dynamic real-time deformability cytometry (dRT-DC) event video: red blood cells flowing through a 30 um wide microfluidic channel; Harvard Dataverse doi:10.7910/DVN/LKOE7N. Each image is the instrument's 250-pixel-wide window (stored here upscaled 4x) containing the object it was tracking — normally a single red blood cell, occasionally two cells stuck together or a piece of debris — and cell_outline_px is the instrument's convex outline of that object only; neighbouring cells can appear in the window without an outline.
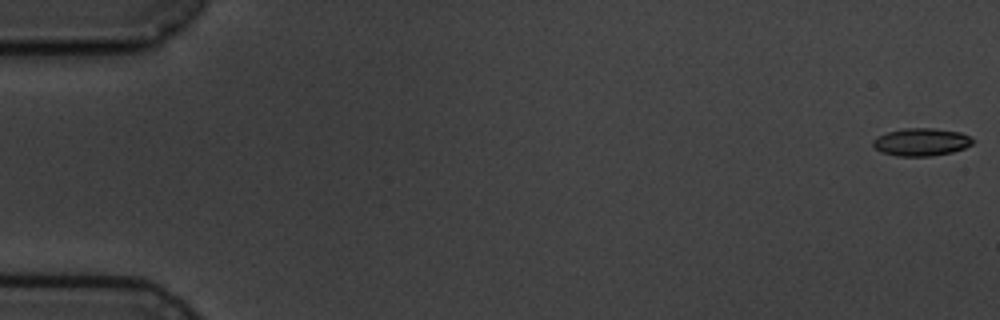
{"species": "common noctule bat (a hibernating species)", "species_latin": "Nyctalus noctula", "temperature_condition": "cold", "stored_images_in_passage": 7, "camera_frame_rate_fps": 3000, "um_per_image_px": 0.085, "animal": {"sex": "male", "body_mass_g": 19.5, "forearm_length_mm": 54.6}, "frame": {"image": 1, "passage_image": 1, "time_ms": 0.0, "image_size_px": [1000, 320], "cell_outline_px": [[976, 140], [972, 144], [964, 148], [952, 152], [932, 156], [896, 156], [880, 152], [872, 144], [872, 140], [876, 136], [888, 132], [904, 128], [932, 128], [960, 132]], "centroid_in_image_um": [78.29, 12.07], "position_along_channel_um": 6.7, "area_um2": 16.18}}
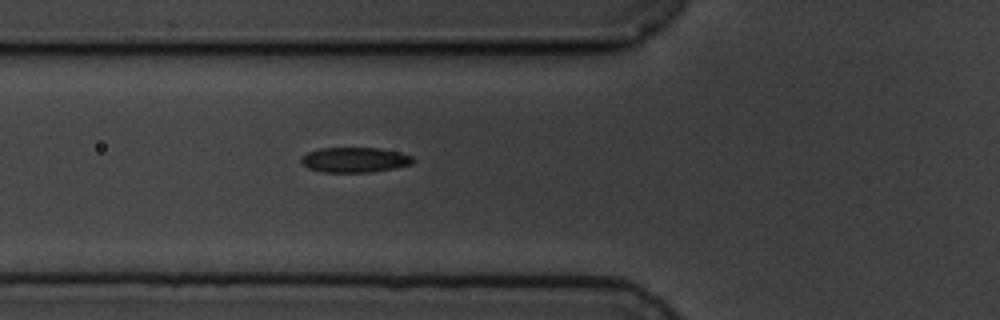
{"frame": {"image": 2, "passage_image": 7, "time_ms": 6.667, "image_size_px": [1000, 320], "cell_outline_px": [[416, 160], [412, 164], [392, 168], [368, 172], [324, 172], [308, 168], [300, 160], [308, 152], [320, 148], [380, 148], [400, 152], [412, 156]], "centroid_in_image_um": [30.18, 13.58], "position_along_channel_um": 95.6, "area_um2": 16.18}}